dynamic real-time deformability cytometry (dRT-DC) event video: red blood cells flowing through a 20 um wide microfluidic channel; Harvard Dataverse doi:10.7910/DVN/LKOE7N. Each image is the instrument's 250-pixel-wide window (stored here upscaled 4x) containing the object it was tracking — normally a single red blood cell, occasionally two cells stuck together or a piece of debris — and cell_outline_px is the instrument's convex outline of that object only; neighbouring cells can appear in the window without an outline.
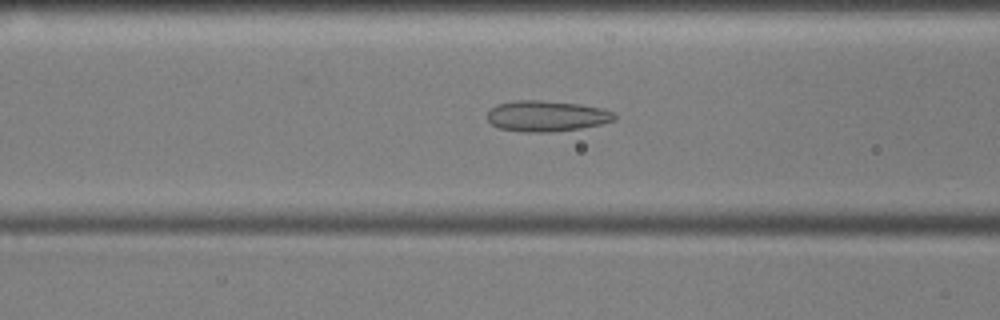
{"species": "common noctule bat (a hibernating species)", "species_latin": "Nyctalus noctula", "temperature_condition": "cold", "stored_images_in_passage": 42, "camera_frame_rate_fps": 3000, "um_per_image_px": 0.085, "animal": {"sex": "male", "body_mass_g": 17.9, "forearm_length_mm": 54.2}, "frame": {"image": 1, "passage_image": 20, "time_ms": 6.333, "image_size_px": [1000, 320], "cell_outline_px": [[616, 120], [600, 124], [580, 128], [552, 132], [520, 132], [500, 128], [492, 124], [488, 120], [488, 112], [496, 104], [516, 100], [540, 100], [580, 104], [604, 108], [612, 112], [616, 116]], "centroid_in_image_um": [46.46, 9.86], "position_along_channel_um": 120.1, "area_um2": 22.89}}
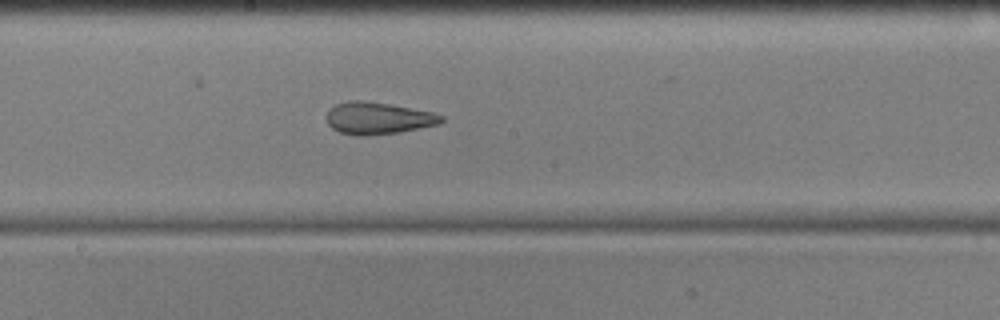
{"frame": {"image": 2, "passage_image": 28, "time_ms": 9.0, "image_size_px": [1000, 320], "cell_outline_px": [[444, 120], [440, 124], [400, 132], [368, 136], [356, 136], [340, 132], [332, 128], [328, 124], [328, 112], [336, 104], [348, 100], [360, 100], [388, 104], [432, 112], [444, 116]], "centroid_in_image_um": [32.15, 10.06], "position_along_channel_um": 216.0, "area_um2": 21.33}}
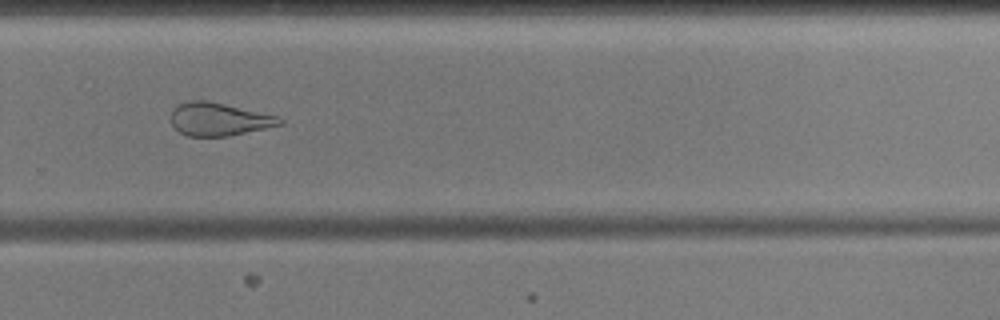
{"frame": {"image": 3, "passage_image": 36, "time_ms": 11.667, "image_size_px": [1000, 320], "cell_outline_px": [[284, 124], [228, 136], [188, 136], [180, 132], [172, 124], [172, 108], [176, 104], [188, 100], [208, 100], [280, 116], [284, 120]], "centroid_in_image_um": [18.62, 10.11], "position_along_channel_um": 311.2, "area_um2": 21.1}, "authors_computed_cell_mechanics": {"area_um2": 23.2356, "velocity_mm_per_s": 3.5901, "shape_relaxation_time_tau1_ms": null, "shape_relaxation_time_tau2_ms": 2.2346, "deformation_change_tau1": null, "deformation_change_tau2": 0.0927}}